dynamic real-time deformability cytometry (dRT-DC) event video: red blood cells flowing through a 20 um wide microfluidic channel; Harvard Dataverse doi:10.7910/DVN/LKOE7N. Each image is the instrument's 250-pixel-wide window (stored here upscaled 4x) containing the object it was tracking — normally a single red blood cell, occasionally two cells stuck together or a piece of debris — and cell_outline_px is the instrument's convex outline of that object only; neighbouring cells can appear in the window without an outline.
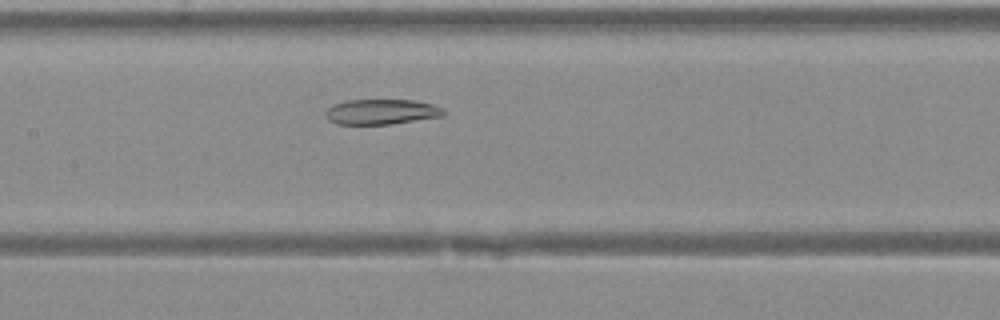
{"species": "Egyptian fruit bat (a non-hibernating species)", "species_latin": "Rousettus aegyptiacus", "temperature_condition": "warm", "stored_images_in_passage": 36, "camera_frame_rate_fps": 3000, "um_per_image_px": 0.085, "animal": {"sex": "female"}, "frame": {"image": 1, "passage_image": 14, "time_ms": 4.333, "image_size_px": [1000, 320], "cell_outline_px": [[444, 116], [392, 124], [336, 124], [328, 120], [324, 116], [324, 112], [332, 104], [348, 100], [412, 100], [432, 104], [440, 108], [444, 112]], "centroid_in_image_um": [32.36, 9.51], "position_along_channel_um": 175.0, "area_um2": 17.4}}
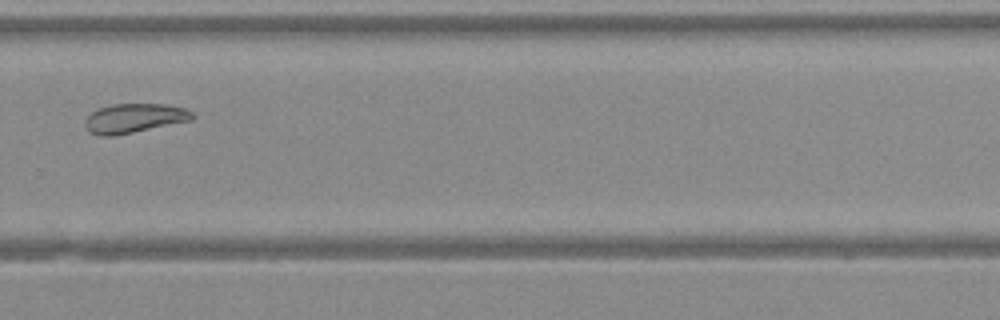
{"frame": {"image": 2, "passage_image": 23, "time_ms": 7.333, "image_size_px": [1000, 320], "cell_outline_px": [[196, 116], [192, 120], [112, 136], [100, 136], [88, 132], [84, 124], [84, 120], [92, 112], [100, 108], [112, 104], [168, 104], [184, 108], [192, 112]], "centroid_in_image_um": [11.4, 10.04], "position_along_channel_um": 318.4, "area_um2": 18.26}}
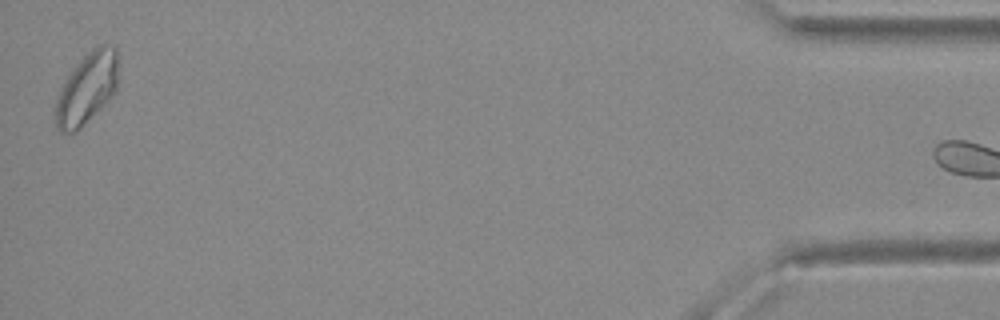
{"frame": {"image": 3, "passage_image": 35, "time_ms": 11.333, "image_size_px": [1000, 320], "cell_outline_px": [[116, 92], [76, 132], [60, 132], [56, 128], [56, 100], [68, 76], [84, 56], [96, 44], [116, 44]], "centroid_in_image_um": [7.4, 7.5], "position_along_channel_um": 427.8, "area_um2": 25.43}}